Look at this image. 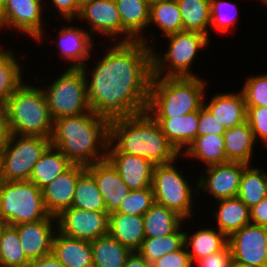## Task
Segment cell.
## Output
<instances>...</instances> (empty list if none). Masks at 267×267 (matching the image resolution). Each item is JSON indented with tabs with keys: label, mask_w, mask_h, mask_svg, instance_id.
Wrapping results in <instances>:
<instances>
[{
	"label": "cell",
	"mask_w": 267,
	"mask_h": 267,
	"mask_svg": "<svg viewBox=\"0 0 267 267\" xmlns=\"http://www.w3.org/2000/svg\"><path fill=\"white\" fill-rule=\"evenodd\" d=\"M88 1H90V0H76V2H77L80 6H82L83 4L87 3Z\"/></svg>",
	"instance_id": "6f0895ef"
},
{
	"label": "cell",
	"mask_w": 267,
	"mask_h": 267,
	"mask_svg": "<svg viewBox=\"0 0 267 267\" xmlns=\"http://www.w3.org/2000/svg\"><path fill=\"white\" fill-rule=\"evenodd\" d=\"M109 45L91 72L87 63L81 68L91 111L108 121L145 113L152 78V48L140 40Z\"/></svg>",
	"instance_id": "6da1fadb"
},
{
	"label": "cell",
	"mask_w": 267,
	"mask_h": 267,
	"mask_svg": "<svg viewBox=\"0 0 267 267\" xmlns=\"http://www.w3.org/2000/svg\"><path fill=\"white\" fill-rule=\"evenodd\" d=\"M246 121L252 128L255 140L258 138L267 145V108L261 106L246 107Z\"/></svg>",
	"instance_id": "7bdbcfd3"
},
{
	"label": "cell",
	"mask_w": 267,
	"mask_h": 267,
	"mask_svg": "<svg viewBox=\"0 0 267 267\" xmlns=\"http://www.w3.org/2000/svg\"><path fill=\"white\" fill-rule=\"evenodd\" d=\"M206 83L199 77H152L146 112L151 117H173L199 111Z\"/></svg>",
	"instance_id": "277c9868"
},
{
	"label": "cell",
	"mask_w": 267,
	"mask_h": 267,
	"mask_svg": "<svg viewBox=\"0 0 267 267\" xmlns=\"http://www.w3.org/2000/svg\"><path fill=\"white\" fill-rule=\"evenodd\" d=\"M198 131L197 136H204L207 134L223 135L227 130L222 123L214 118L211 112L203 105L198 111Z\"/></svg>",
	"instance_id": "ee69618b"
},
{
	"label": "cell",
	"mask_w": 267,
	"mask_h": 267,
	"mask_svg": "<svg viewBox=\"0 0 267 267\" xmlns=\"http://www.w3.org/2000/svg\"><path fill=\"white\" fill-rule=\"evenodd\" d=\"M232 267H252V266H244V265L233 264Z\"/></svg>",
	"instance_id": "91938a15"
},
{
	"label": "cell",
	"mask_w": 267,
	"mask_h": 267,
	"mask_svg": "<svg viewBox=\"0 0 267 267\" xmlns=\"http://www.w3.org/2000/svg\"><path fill=\"white\" fill-rule=\"evenodd\" d=\"M80 18L89 24L91 35L102 34L103 36L117 39L118 42H130L136 39L122 26L119 12L114 0H90L80 8L77 19ZM122 36V37H121ZM123 38V39H122Z\"/></svg>",
	"instance_id": "4fadbf2b"
},
{
	"label": "cell",
	"mask_w": 267,
	"mask_h": 267,
	"mask_svg": "<svg viewBox=\"0 0 267 267\" xmlns=\"http://www.w3.org/2000/svg\"><path fill=\"white\" fill-rule=\"evenodd\" d=\"M152 267H194L184 245L181 249L168 253L152 263Z\"/></svg>",
	"instance_id": "f6af8a7d"
},
{
	"label": "cell",
	"mask_w": 267,
	"mask_h": 267,
	"mask_svg": "<svg viewBox=\"0 0 267 267\" xmlns=\"http://www.w3.org/2000/svg\"><path fill=\"white\" fill-rule=\"evenodd\" d=\"M92 267H124L132 251L109 234L90 241Z\"/></svg>",
	"instance_id": "1f68e13d"
},
{
	"label": "cell",
	"mask_w": 267,
	"mask_h": 267,
	"mask_svg": "<svg viewBox=\"0 0 267 267\" xmlns=\"http://www.w3.org/2000/svg\"><path fill=\"white\" fill-rule=\"evenodd\" d=\"M72 165L73 163L59 149L50 145L35 163L29 181L42 190Z\"/></svg>",
	"instance_id": "f1b7e54d"
},
{
	"label": "cell",
	"mask_w": 267,
	"mask_h": 267,
	"mask_svg": "<svg viewBox=\"0 0 267 267\" xmlns=\"http://www.w3.org/2000/svg\"><path fill=\"white\" fill-rule=\"evenodd\" d=\"M150 5L156 2H159L161 0H146Z\"/></svg>",
	"instance_id": "680465c9"
},
{
	"label": "cell",
	"mask_w": 267,
	"mask_h": 267,
	"mask_svg": "<svg viewBox=\"0 0 267 267\" xmlns=\"http://www.w3.org/2000/svg\"><path fill=\"white\" fill-rule=\"evenodd\" d=\"M12 51L0 48V63L11 53Z\"/></svg>",
	"instance_id": "db71d44e"
},
{
	"label": "cell",
	"mask_w": 267,
	"mask_h": 267,
	"mask_svg": "<svg viewBox=\"0 0 267 267\" xmlns=\"http://www.w3.org/2000/svg\"><path fill=\"white\" fill-rule=\"evenodd\" d=\"M251 223L267 227V197L250 209Z\"/></svg>",
	"instance_id": "c3c4849f"
},
{
	"label": "cell",
	"mask_w": 267,
	"mask_h": 267,
	"mask_svg": "<svg viewBox=\"0 0 267 267\" xmlns=\"http://www.w3.org/2000/svg\"><path fill=\"white\" fill-rule=\"evenodd\" d=\"M65 26L57 31L59 36L57 35L55 40L59 48V55L65 61L72 62L68 68H82L92 56L93 36L82 27H74L71 24Z\"/></svg>",
	"instance_id": "d6986e66"
},
{
	"label": "cell",
	"mask_w": 267,
	"mask_h": 267,
	"mask_svg": "<svg viewBox=\"0 0 267 267\" xmlns=\"http://www.w3.org/2000/svg\"><path fill=\"white\" fill-rule=\"evenodd\" d=\"M223 136L227 162H240L250 165L256 140L248 122L228 128Z\"/></svg>",
	"instance_id": "4316f807"
},
{
	"label": "cell",
	"mask_w": 267,
	"mask_h": 267,
	"mask_svg": "<svg viewBox=\"0 0 267 267\" xmlns=\"http://www.w3.org/2000/svg\"><path fill=\"white\" fill-rule=\"evenodd\" d=\"M107 152L140 156L155 166L171 163L179 156L181 158L159 124L147 112L109 121Z\"/></svg>",
	"instance_id": "3957f363"
},
{
	"label": "cell",
	"mask_w": 267,
	"mask_h": 267,
	"mask_svg": "<svg viewBox=\"0 0 267 267\" xmlns=\"http://www.w3.org/2000/svg\"><path fill=\"white\" fill-rule=\"evenodd\" d=\"M124 267H152V263H149L138 252H132Z\"/></svg>",
	"instance_id": "f907efd6"
},
{
	"label": "cell",
	"mask_w": 267,
	"mask_h": 267,
	"mask_svg": "<svg viewBox=\"0 0 267 267\" xmlns=\"http://www.w3.org/2000/svg\"><path fill=\"white\" fill-rule=\"evenodd\" d=\"M152 118L159 124L168 142L180 155L197 137L198 111L181 116Z\"/></svg>",
	"instance_id": "44dd1931"
},
{
	"label": "cell",
	"mask_w": 267,
	"mask_h": 267,
	"mask_svg": "<svg viewBox=\"0 0 267 267\" xmlns=\"http://www.w3.org/2000/svg\"><path fill=\"white\" fill-rule=\"evenodd\" d=\"M242 87L246 107L261 106L267 108V74L251 75Z\"/></svg>",
	"instance_id": "b9f144b4"
},
{
	"label": "cell",
	"mask_w": 267,
	"mask_h": 267,
	"mask_svg": "<svg viewBox=\"0 0 267 267\" xmlns=\"http://www.w3.org/2000/svg\"><path fill=\"white\" fill-rule=\"evenodd\" d=\"M8 136V124H0V156L1 153L4 151Z\"/></svg>",
	"instance_id": "f5cc1de1"
},
{
	"label": "cell",
	"mask_w": 267,
	"mask_h": 267,
	"mask_svg": "<svg viewBox=\"0 0 267 267\" xmlns=\"http://www.w3.org/2000/svg\"><path fill=\"white\" fill-rule=\"evenodd\" d=\"M233 264L267 267V227L248 224L228 238Z\"/></svg>",
	"instance_id": "7c38bea8"
},
{
	"label": "cell",
	"mask_w": 267,
	"mask_h": 267,
	"mask_svg": "<svg viewBox=\"0 0 267 267\" xmlns=\"http://www.w3.org/2000/svg\"><path fill=\"white\" fill-rule=\"evenodd\" d=\"M169 46L163 55L152 47V77H198L190 67L210 39L198 32L181 31L165 36ZM209 44V45H208Z\"/></svg>",
	"instance_id": "8992f818"
},
{
	"label": "cell",
	"mask_w": 267,
	"mask_h": 267,
	"mask_svg": "<svg viewBox=\"0 0 267 267\" xmlns=\"http://www.w3.org/2000/svg\"><path fill=\"white\" fill-rule=\"evenodd\" d=\"M11 52L0 63V99L8 100L15 90L24 82L21 62Z\"/></svg>",
	"instance_id": "f35d334b"
},
{
	"label": "cell",
	"mask_w": 267,
	"mask_h": 267,
	"mask_svg": "<svg viewBox=\"0 0 267 267\" xmlns=\"http://www.w3.org/2000/svg\"><path fill=\"white\" fill-rule=\"evenodd\" d=\"M154 203L152 186L140 190H131L129 195L122 200L116 212L143 216Z\"/></svg>",
	"instance_id": "60d3db41"
},
{
	"label": "cell",
	"mask_w": 267,
	"mask_h": 267,
	"mask_svg": "<svg viewBox=\"0 0 267 267\" xmlns=\"http://www.w3.org/2000/svg\"><path fill=\"white\" fill-rule=\"evenodd\" d=\"M114 2L119 12L122 26L136 40H140L152 48L153 44H149L146 35H143L144 29L149 24L150 4L146 0H114Z\"/></svg>",
	"instance_id": "484cf974"
},
{
	"label": "cell",
	"mask_w": 267,
	"mask_h": 267,
	"mask_svg": "<svg viewBox=\"0 0 267 267\" xmlns=\"http://www.w3.org/2000/svg\"><path fill=\"white\" fill-rule=\"evenodd\" d=\"M27 267H65L52 253L30 261Z\"/></svg>",
	"instance_id": "681fc988"
},
{
	"label": "cell",
	"mask_w": 267,
	"mask_h": 267,
	"mask_svg": "<svg viewBox=\"0 0 267 267\" xmlns=\"http://www.w3.org/2000/svg\"><path fill=\"white\" fill-rule=\"evenodd\" d=\"M24 81L8 98V131L22 136L52 137L53 120L42 86Z\"/></svg>",
	"instance_id": "5b68a950"
},
{
	"label": "cell",
	"mask_w": 267,
	"mask_h": 267,
	"mask_svg": "<svg viewBox=\"0 0 267 267\" xmlns=\"http://www.w3.org/2000/svg\"><path fill=\"white\" fill-rule=\"evenodd\" d=\"M193 158L201 161L207 167L227 162L224 136L207 134L197 136L182 153V157Z\"/></svg>",
	"instance_id": "f546056e"
},
{
	"label": "cell",
	"mask_w": 267,
	"mask_h": 267,
	"mask_svg": "<svg viewBox=\"0 0 267 267\" xmlns=\"http://www.w3.org/2000/svg\"><path fill=\"white\" fill-rule=\"evenodd\" d=\"M109 121L93 111L62 117L53 123L51 145L73 164L92 165L107 158Z\"/></svg>",
	"instance_id": "7a4b0ae2"
},
{
	"label": "cell",
	"mask_w": 267,
	"mask_h": 267,
	"mask_svg": "<svg viewBox=\"0 0 267 267\" xmlns=\"http://www.w3.org/2000/svg\"><path fill=\"white\" fill-rule=\"evenodd\" d=\"M56 225V218L14 225L21 247L29 261L52 253L53 239L57 232Z\"/></svg>",
	"instance_id": "2e32d148"
},
{
	"label": "cell",
	"mask_w": 267,
	"mask_h": 267,
	"mask_svg": "<svg viewBox=\"0 0 267 267\" xmlns=\"http://www.w3.org/2000/svg\"><path fill=\"white\" fill-rule=\"evenodd\" d=\"M57 230L66 236L92 241L108 235L109 214L71 207L58 216Z\"/></svg>",
	"instance_id": "5bb4252c"
},
{
	"label": "cell",
	"mask_w": 267,
	"mask_h": 267,
	"mask_svg": "<svg viewBox=\"0 0 267 267\" xmlns=\"http://www.w3.org/2000/svg\"><path fill=\"white\" fill-rule=\"evenodd\" d=\"M45 0H5L0 29L9 28L26 34L35 42L45 37L42 22ZM4 27V28H3ZM44 35V36H43Z\"/></svg>",
	"instance_id": "8fae6325"
},
{
	"label": "cell",
	"mask_w": 267,
	"mask_h": 267,
	"mask_svg": "<svg viewBox=\"0 0 267 267\" xmlns=\"http://www.w3.org/2000/svg\"><path fill=\"white\" fill-rule=\"evenodd\" d=\"M27 259L13 225H7L0 239V267H27Z\"/></svg>",
	"instance_id": "74e56055"
},
{
	"label": "cell",
	"mask_w": 267,
	"mask_h": 267,
	"mask_svg": "<svg viewBox=\"0 0 267 267\" xmlns=\"http://www.w3.org/2000/svg\"><path fill=\"white\" fill-rule=\"evenodd\" d=\"M86 166L73 164L42 189L45 207L51 216H58L63 210L71 208L78 177Z\"/></svg>",
	"instance_id": "e0dca14e"
},
{
	"label": "cell",
	"mask_w": 267,
	"mask_h": 267,
	"mask_svg": "<svg viewBox=\"0 0 267 267\" xmlns=\"http://www.w3.org/2000/svg\"><path fill=\"white\" fill-rule=\"evenodd\" d=\"M53 3L52 6L55 7L60 16L67 22H71L76 19L79 15L81 6L76 2V0H50Z\"/></svg>",
	"instance_id": "7dc6e473"
},
{
	"label": "cell",
	"mask_w": 267,
	"mask_h": 267,
	"mask_svg": "<svg viewBox=\"0 0 267 267\" xmlns=\"http://www.w3.org/2000/svg\"><path fill=\"white\" fill-rule=\"evenodd\" d=\"M86 169L94 176L97 187L103 197L107 213L111 214L119 209L122 200L130 193V189L121 179L116 168L106 158Z\"/></svg>",
	"instance_id": "ac0fdd59"
},
{
	"label": "cell",
	"mask_w": 267,
	"mask_h": 267,
	"mask_svg": "<svg viewBox=\"0 0 267 267\" xmlns=\"http://www.w3.org/2000/svg\"><path fill=\"white\" fill-rule=\"evenodd\" d=\"M237 197L251 209L267 197V172L247 165L242 172Z\"/></svg>",
	"instance_id": "836d02e7"
},
{
	"label": "cell",
	"mask_w": 267,
	"mask_h": 267,
	"mask_svg": "<svg viewBox=\"0 0 267 267\" xmlns=\"http://www.w3.org/2000/svg\"><path fill=\"white\" fill-rule=\"evenodd\" d=\"M184 221L177 212L155 202L143 215L145 238L170 235L183 225Z\"/></svg>",
	"instance_id": "4dcf8cb0"
},
{
	"label": "cell",
	"mask_w": 267,
	"mask_h": 267,
	"mask_svg": "<svg viewBox=\"0 0 267 267\" xmlns=\"http://www.w3.org/2000/svg\"><path fill=\"white\" fill-rule=\"evenodd\" d=\"M151 24L158 27L164 36L183 31L177 0H161L151 4L148 28Z\"/></svg>",
	"instance_id": "e575fe53"
},
{
	"label": "cell",
	"mask_w": 267,
	"mask_h": 267,
	"mask_svg": "<svg viewBox=\"0 0 267 267\" xmlns=\"http://www.w3.org/2000/svg\"><path fill=\"white\" fill-rule=\"evenodd\" d=\"M0 216L13 226L56 218L48 213L42 190L29 180H0Z\"/></svg>",
	"instance_id": "52a82bcc"
},
{
	"label": "cell",
	"mask_w": 267,
	"mask_h": 267,
	"mask_svg": "<svg viewBox=\"0 0 267 267\" xmlns=\"http://www.w3.org/2000/svg\"><path fill=\"white\" fill-rule=\"evenodd\" d=\"M4 2H5V0H0V18L3 14Z\"/></svg>",
	"instance_id": "9f6ffc18"
},
{
	"label": "cell",
	"mask_w": 267,
	"mask_h": 267,
	"mask_svg": "<svg viewBox=\"0 0 267 267\" xmlns=\"http://www.w3.org/2000/svg\"><path fill=\"white\" fill-rule=\"evenodd\" d=\"M52 254L65 267H92L90 241L66 236L58 230L53 239Z\"/></svg>",
	"instance_id": "cb8c5ba5"
},
{
	"label": "cell",
	"mask_w": 267,
	"mask_h": 267,
	"mask_svg": "<svg viewBox=\"0 0 267 267\" xmlns=\"http://www.w3.org/2000/svg\"><path fill=\"white\" fill-rule=\"evenodd\" d=\"M180 226L174 233L167 236L145 238L138 249V253L149 263H153L162 256L177 251L185 245V235Z\"/></svg>",
	"instance_id": "8d00e7d4"
},
{
	"label": "cell",
	"mask_w": 267,
	"mask_h": 267,
	"mask_svg": "<svg viewBox=\"0 0 267 267\" xmlns=\"http://www.w3.org/2000/svg\"><path fill=\"white\" fill-rule=\"evenodd\" d=\"M50 145V138L9 133L0 156V180H30L35 163Z\"/></svg>",
	"instance_id": "30bf717a"
},
{
	"label": "cell",
	"mask_w": 267,
	"mask_h": 267,
	"mask_svg": "<svg viewBox=\"0 0 267 267\" xmlns=\"http://www.w3.org/2000/svg\"><path fill=\"white\" fill-rule=\"evenodd\" d=\"M218 206L213 211L216 227L227 238L251 223L250 209L238 198H226L216 202Z\"/></svg>",
	"instance_id": "d4e9b609"
},
{
	"label": "cell",
	"mask_w": 267,
	"mask_h": 267,
	"mask_svg": "<svg viewBox=\"0 0 267 267\" xmlns=\"http://www.w3.org/2000/svg\"><path fill=\"white\" fill-rule=\"evenodd\" d=\"M108 234L132 252H137L145 239L143 216L121 212L109 214Z\"/></svg>",
	"instance_id": "603a6c76"
},
{
	"label": "cell",
	"mask_w": 267,
	"mask_h": 267,
	"mask_svg": "<svg viewBox=\"0 0 267 267\" xmlns=\"http://www.w3.org/2000/svg\"><path fill=\"white\" fill-rule=\"evenodd\" d=\"M211 21L210 27L213 31L224 34L232 29L238 18V7L236 4L225 0H210Z\"/></svg>",
	"instance_id": "ab89813d"
},
{
	"label": "cell",
	"mask_w": 267,
	"mask_h": 267,
	"mask_svg": "<svg viewBox=\"0 0 267 267\" xmlns=\"http://www.w3.org/2000/svg\"><path fill=\"white\" fill-rule=\"evenodd\" d=\"M184 235L185 246L193 265L197 260L222 250L228 244V238L212 227L200 228L190 235L186 231Z\"/></svg>",
	"instance_id": "83f0119b"
},
{
	"label": "cell",
	"mask_w": 267,
	"mask_h": 267,
	"mask_svg": "<svg viewBox=\"0 0 267 267\" xmlns=\"http://www.w3.org/2000/svg\"><path fill=\"white\" fill-rule=\"evenodd\" d=\"M71 207L88 211L107 212L95 178L87 169L78 177Z\"/></svg>",
	"instance_id": "d590c367"
},
{
	"label": "cell",
	"mask_w": 267,
	"mask_h": 267,
	"mask_svg": "<svg viewBox=\"0 0 267 267\" xmlns=\"http://www.w3.org/2000/svg\"><path fill=\"white\" fill-rule=\"evenodd\" d=\"M0 124H8V100L0 99Z\"/></svg>",
	"instance_id": "816d5d0a"
},
{
	"label": "cell",
	"mask_w": 267,
	"mask_h": 267,
	"mask_svg": "<svg viewBox=\"0 0 267 267\" xmlns=\"http://www.w3.org/2000/svg\"><path fill=\"white\" fill-rule=\"evenodd\" d=\"M7 225H8L7 221L0 216V239L2 237V233H3L4 229L7 227Z\"/></svg>",
	"instance_id": "11a10c76"
},
{
	"label": "cell",
	"mask_w": 267,
	"mask_h": 267,
	"mask_svg": "<svg viewBox=\"0 0 267 267\" xmlns=\"http://www.w3.org/2000/svg\"><path fill=\"white\" fill-rule=\"evenodd\" d=\"M197 267H232L233 257L229 244L222 250L196 261Z\"/></svg>",
	"instance_id": "bcb514c9"
},
{
	"label": "cell",
	"mask_w": 267,
	"mask_h": 267,
	"mask_svg": "<svg viewBox=\"0 0 267 267\" xmlns=\"http://www.w3.org/2000/svg\"><path fill=\"white\" fill-rule=\"evenodd\" d=\"M65 70L46 88L42 87L53 122L62 117L77 116L91 111L83 70Z\"/></svg>",
	"instance_id": "ba28073f"
},
{
	"label": "cell",
	"mask_w": 267,
	"mask_h": 267,
	"mask_svg": "<svg viewBox=\"0 0 267 267\" xmlns=\"http://www.w3.org/2000/svg\"><path fill=\"white\" fill-rule=\"evenodd\" d=\"M205 97L203 105L227 129L246 122L247 108L242 91L218 93L208 103Z\"/></svg>",
	"instance_id": "7402d4cb"
},
{
	"label": "cell",
	"mask_w": 267,
	"mask_h": 267,
	"mask_svg": "<svg viewBox=\"0 0 267 267\" xmlns=\"http://www.w3.org/2000/svg\"><path fill=\"white\" fill-rule=\"evenodd\" d=\"M246 166L244 163L228 161L206 167L205 174H200L195 184L198 186V194L203 191L217 201L237 197L240 178Z\"/></svg>",
	"instance_id": "9a60e30c"
},
{
	"label": "cell",
	"mask_w": 267,
	"mask_h": 267,
	"mask_svg": "<svg viewBox=\"0 0 267 267\" xmlns=\"http://www.w3.org/2000/svg\"><path fill=\"white\" fill-rule=\"evenodd\" d=\"M260 1H262L261 3H263L264 6L267 7V0H260Z\"/></svg>",
	"instance_id": "94428289"
},
{
	"label": "cell",
	"mask_w": 267,
	"mask_h": 267,
	"mask_svg": "<svg viewBox=\"0 0 267 267\" xmlns=\"http://www.w3.org/2000/svg\"><path fill=\"white\" fill-rule=\"evenodd\" d=\"M107 159L116 168L130 190H140L152 186L155 165L145 158L124 152H107Z\"/></svg>",
	"instance_id": "ffe728a7"
},
{
	"label": "cell",
	"mask_w": 267,
	"mask_h": 267,
	"mask_svg": "<svg viewBox=\"0 0 267 267\" xmlns=\"http://www.w3.org/2000/svg\"><path fill=\"white\" fill-rule=\"evenodd\" d=\"M174 163L177 161L154 166L152 177L154 200L177 212L187 222L193 214V201H196L193 196L198 193V186L192 187L185 179L187 176L182 174L184 171L180 172Z\"/></svg>",
	"instance_id": "9c48e42d"
},
{
	"label": "cell",
	"mask_w": 267,
	"mask_h": 267,
	"mask_svg": "<svg viewBox=\"0 0 267 267\" xmlns=\"http://www.w3.org/2000/svg\"><path fill=\"white\" fill-rule=\"evenodd\" d=\"M183 31L198 32L210 37V0H177Z\"/></svg>",
	"instance_id": "d6a6232c"
}]
</instances>
